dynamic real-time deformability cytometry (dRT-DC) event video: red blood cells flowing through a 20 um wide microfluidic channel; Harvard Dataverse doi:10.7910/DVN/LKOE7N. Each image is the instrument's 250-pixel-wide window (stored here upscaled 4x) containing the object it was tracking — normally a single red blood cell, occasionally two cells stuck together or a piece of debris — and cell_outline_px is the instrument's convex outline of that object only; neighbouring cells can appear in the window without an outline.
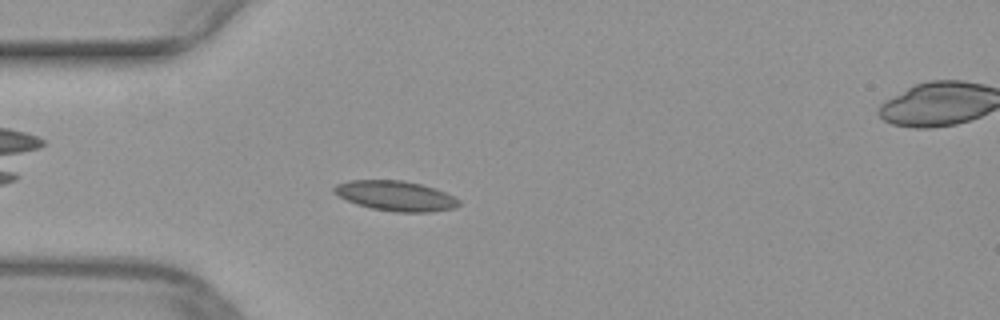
{"species": "common noctule bat (a hibernating species)", "species_latin": "Nyctalus noctula", "temperature_condition": "warm", "stored_images_in_passage": 40, "camera_frame_rate_fps": 3000, "um_per_image_px": 0.085, "animal": {"sex": "female", "body_mass_g": 29.2, "forearm_length_mm": 56.3}, "frame": {"image": 1, "passage_image": 6, "time_ms": 1.667, "image_size_px": [1000, 320], "cell_outline_px": [[460, 204], [456, 208], [432, 212], [392, 212], [372, 208], [356, 204], [332, 192], [332, 188], [336, 184], [348, 180], [404, 180], [420, 184], [444, 192], [460, 200]], "centroid_in_image_um": [33.61, 16.65], "position_along_channel_um": 51.4, "area_um2": 21.85}}
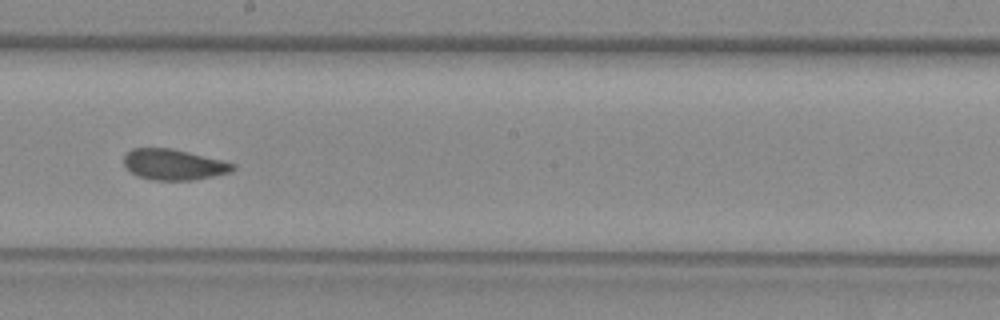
{"frame": {"image": 2, "passage_image": 20, "time_ms": 6.333, "image_size_px": [1000, 320], "cell_outline_px": [[236, 168], [232, 172], [192, 180], [152, 180], [136, 176], [124, 168], [124, 156], [132, 148], [172, 148], [224, 160], [236, 164]], "centroid_in_image_um": [14.76, 13.99], "position_along_channel_um": 233.4, "area_um2": 19.83}}
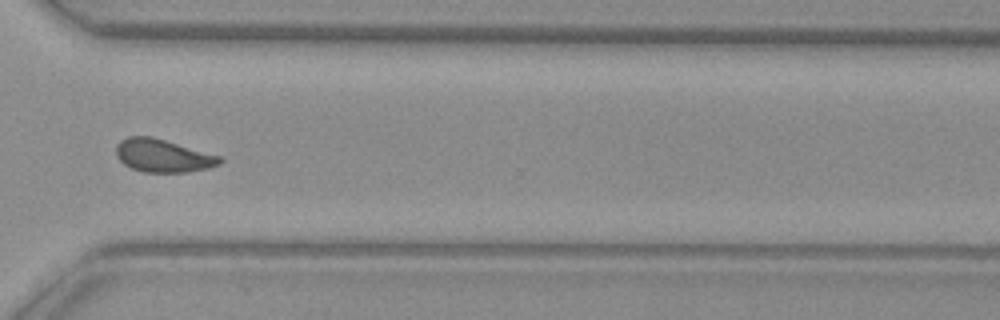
{"frame": {"image": 3, "passage_image": 29, "time_ms": 9.333, "image_size_px": [1000, 320], "cell_outline_px": [[224, 160], [220, 164], [208, 168], [188, 172], [144, 172], [132, 168], [124, 164], [116, 156], [116, 144], [120, 140], [128, 136], [152, 136], [220, 156]], "centroid_in_image_um": [13.83, 13.23], "position_along_channel_um": 356.8, "area_um2": 19.94}}